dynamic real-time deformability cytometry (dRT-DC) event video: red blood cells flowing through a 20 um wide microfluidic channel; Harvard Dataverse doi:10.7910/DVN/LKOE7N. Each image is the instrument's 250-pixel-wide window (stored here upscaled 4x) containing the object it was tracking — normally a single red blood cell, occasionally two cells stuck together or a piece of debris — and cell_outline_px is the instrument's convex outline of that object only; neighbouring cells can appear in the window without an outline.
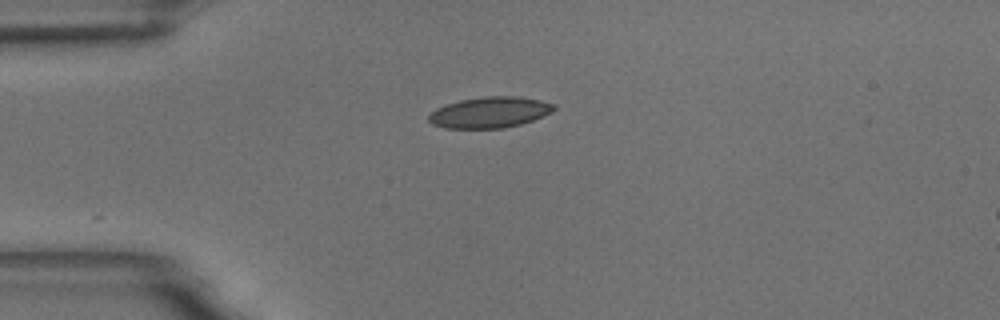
{"species": "common noctule bat (a hibernating species)", "species_latin": "Nyctalus noctula", "temperature_condition": "room temperature", "stored_images_in_passage": 13, "camera_frame_rate_fps": 3000, "um_per_image_px": 0.085, "animal": {"sex": "male", "body_mass_g": 18.8}, "frame": {"image": 1, "passage_image": 1, "time_ms": 0.0, "image_size_px": [1000, 320], "cell_outline_px": [[556, 108], [552, 112], [532, 120], [520, 124], [504, 128], [444, 128], [432, 124], [428, 120], [428, 116], [436, 108], [460, 100], [484, 96], [520, 96], [540, 100], [556, 104]], "centroid_in_image_um": [41.64, 9.54], "position_along_channel_um": 43.4, "area_um2": 22.6}}
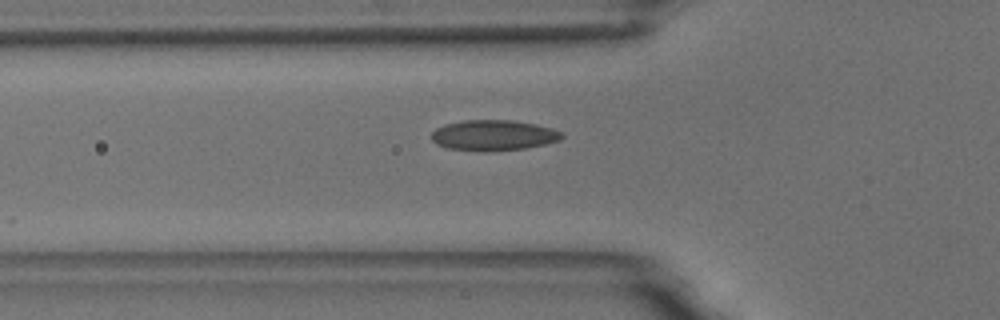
{"frame": {"image": 2, "passage_image": 6, "time_ms": 1.667, "image_size_px": [1000, 320], "cell_outline_px": [[564, 136], [560, 140], [544, 144], [524, 148], [488, 152], [484, 152], [448, 148], [436, 144], [432, 140], [432, 132], [436, 128], [444, 124], [464, 120], [512, 120], [536, 124], [552, 128], [560, 132]], "centroid_in_image_um": [41.93, 11.5], "position_along_channel_um": 83.9, "area_um2": 23.29}}
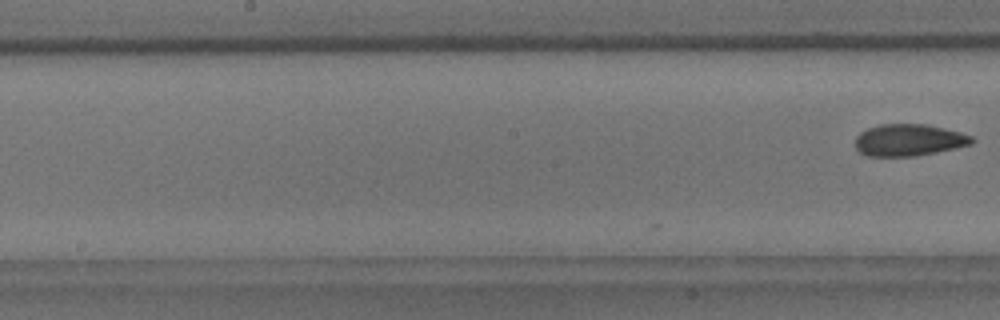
{"frame": {"image": 3, "passage_image": 13, "time_ms": 4.0, "image_size_px": [1000, 320], "cell_outline_px": [[976, 140], [972, 144], [916, 156], [868, 156], [860, 152], [856, 148], [856, 136], [860, 132], [868, 128], [880, 124], [924, 124], [944, 128], [960, 132], [972, 136]], "centroid_in_image_um": [77.25, 11.9], "position_along_channel_um": 170.9, "area_um2": 21.56}}